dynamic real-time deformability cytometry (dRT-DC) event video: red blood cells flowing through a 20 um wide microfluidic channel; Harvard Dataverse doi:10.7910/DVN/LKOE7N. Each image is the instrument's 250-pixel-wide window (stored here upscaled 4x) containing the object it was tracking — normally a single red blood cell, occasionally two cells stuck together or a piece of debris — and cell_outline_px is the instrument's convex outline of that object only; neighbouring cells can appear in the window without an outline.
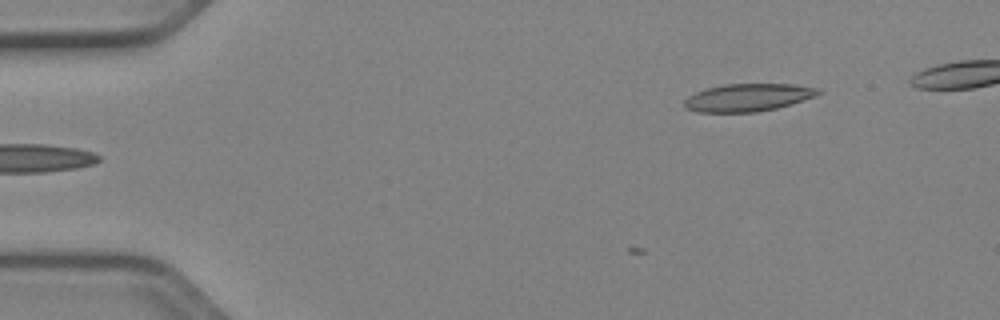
{"species": "Egyptian fruit bat (a non-hibernating species)", "species_latin": "Rousettus aegyptiacus", "temperature_condition": "cold", "stored_images_in_passage": 2, "camera_frame_rate_fps": 3000, "um_per_image_px": 0.085, "animal": {"sex": "female"}, "frame": {"image": 1, "passage_image": 2, "time_ms": 0.333, "image_size_px": [1000, 320], "cell_outline_px": [[820, 92], [816, 96], [776, 108], [756, 112], [696, 112], [684, 108], [684, 100], [688, 96], [696, 92], [708, 88], [724, 84], [792, 84], [820, 88]], "centroid_in_image_um": [63.55, 8.29], "position_along_channel_um": 21.5, "area_um2": 21.5}}